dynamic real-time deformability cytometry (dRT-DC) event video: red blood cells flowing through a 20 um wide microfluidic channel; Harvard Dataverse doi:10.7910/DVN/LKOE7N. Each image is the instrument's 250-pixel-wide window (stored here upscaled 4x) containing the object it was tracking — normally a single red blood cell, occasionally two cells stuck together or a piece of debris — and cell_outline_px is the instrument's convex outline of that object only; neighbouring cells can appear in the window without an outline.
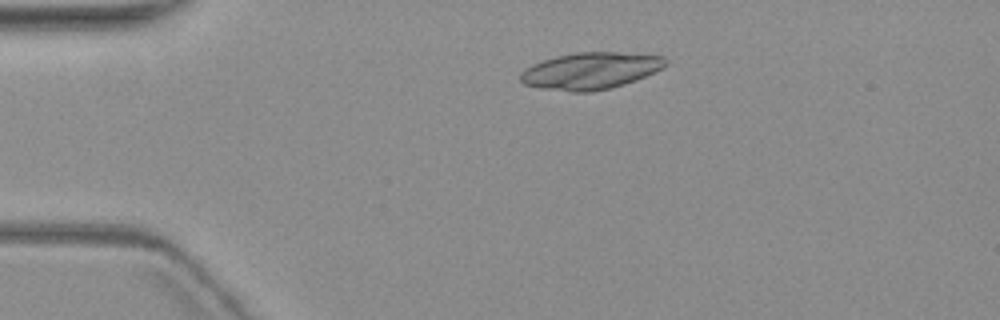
{"species": "common noctule bat (a hibernating species)", "species_latin": "Nyctalus noctula", "temperature_condition": "warm", "stored_images_in_passage": 4, "camera_frame_rate_fps": 3000, "um_per_image_px": 0.085, "animal": {"sex": "female", "body_mass_g": 19.3, "forearm_length_mm": 54.1}, "frame": {"image": 1, "passage_image": 4, "time_ms": 5.0, "image_size_px": [1000, 320], "cell_outline_px": [[668, 64], [664, 68], [636, 80], [624, 84], [608, 88], [588, 92], [572, 92], [540, 88], [524, 84], [520, 80], [520, 72], [524, 68], [532, 64], [556, 56], [576, 52], [616, 52], [664, 56], [668, 60]], "centroid_in_image_um": [50.2, 6.01], "position_along_channel_um": 34.8, "area_um2": 31.21}}